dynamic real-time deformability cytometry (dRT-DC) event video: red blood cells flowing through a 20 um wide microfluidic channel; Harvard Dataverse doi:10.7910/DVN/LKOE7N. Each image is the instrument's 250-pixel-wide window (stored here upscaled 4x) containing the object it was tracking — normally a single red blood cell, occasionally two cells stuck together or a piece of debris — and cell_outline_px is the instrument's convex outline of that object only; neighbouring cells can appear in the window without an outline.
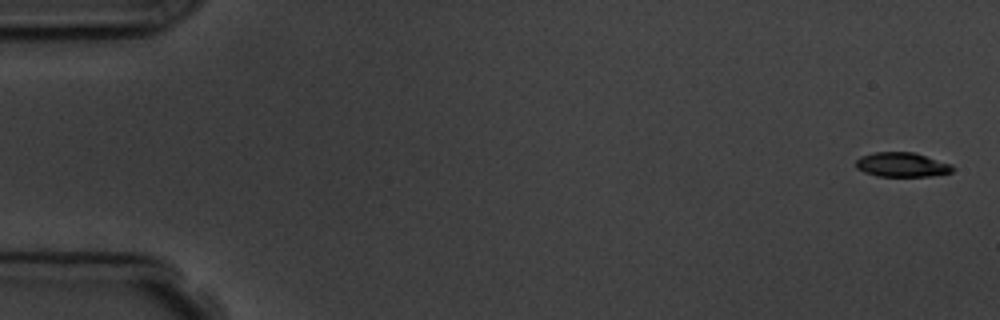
{"species": "common noctule bat (a hibernating species)", "species_latin": "Nyctalus noctula", "temperature_condition": "room temperature", "stored_images_in_passage": 6, "camera_frame_rate_fps": 3000, "um_per_image_px": 0.085, "animal": {"sex": "male", "body_mass_g": 19.5, "forearm_length_mm": 54.6}, "frame": {"image": 1, "passage_image": 1, "time_ms": 0.0, "image_size_px": [1000, 320], "cell_outline_px": [[956, 168], [952, 172], [932, 176], [876, 176], [864, 172], [856, 168], [856, 160], [860, 156], [876, 152], [912, 152], [952, 164]], "centroid_in_image_um": [76.67, 14.0], "position_along_channel_um": 8.3, "area_um2": 13.81}}
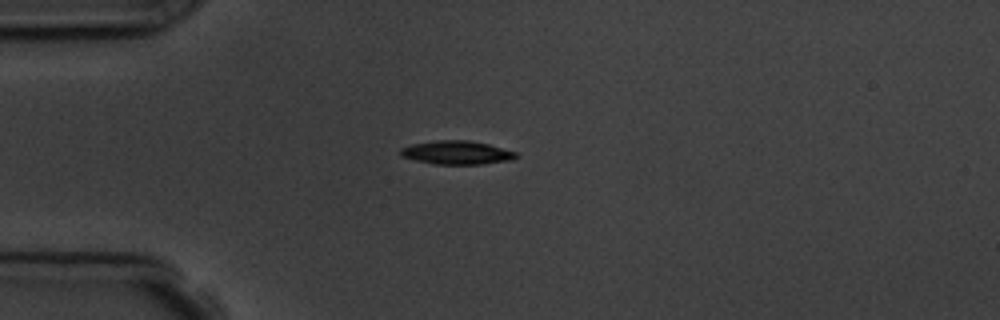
{"frame": {"image": 2, "passage_image": 4, "time_ms": 4.333, "image_size_px": [1000, 320], "cell_outline_px": [[520, 156], [512, 160], [480, 164], [436, 164], [416, 160], [400, 156], [400, 148], [412, 144], [436, 140], [468, 140], [488, 144], [516, 152]], "centroid_in_image_um": [38.83, 12.97], "position_along_channel_um": 46.2, "area_um2": 15.84}}
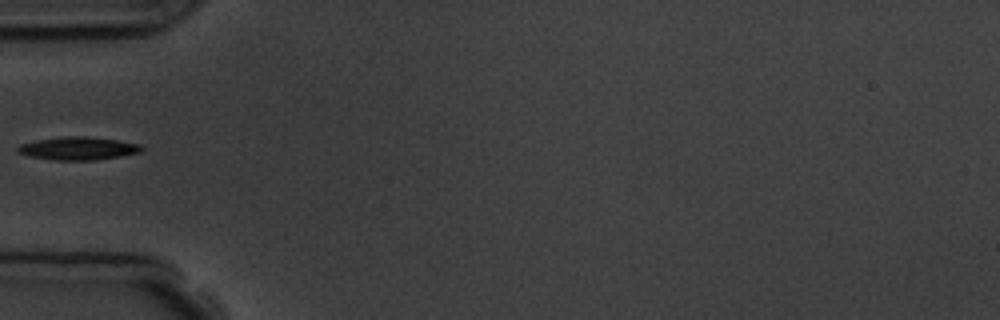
{"frame": {"image": 3, "passage_image": 5, "time_ms": 5.667, "image_size_px": [1000, 320], "cell_outline_px": [[144, 148], [140, 152], [120, 156], [92, 160], [56, 160], [32, 156], [16, 152], [16, 148], [20, 144], [36, 140], [64, 136], [84, 136], [116, 140], [140, 144]], "centroid_in_image_um": [6.63, 12.6], "position_along_channel_um": 78.4, "area_um2": 16.42}}